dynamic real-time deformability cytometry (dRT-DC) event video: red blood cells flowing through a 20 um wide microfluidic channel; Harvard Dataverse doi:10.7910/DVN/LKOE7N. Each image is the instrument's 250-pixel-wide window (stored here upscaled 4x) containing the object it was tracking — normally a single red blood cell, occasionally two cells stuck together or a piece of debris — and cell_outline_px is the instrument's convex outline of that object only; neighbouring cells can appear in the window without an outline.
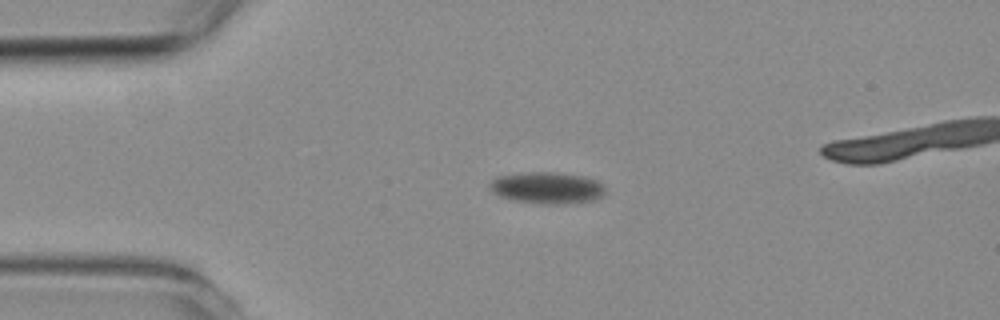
{"species": "common noctule bat (a hibernating species)", "species_latin": "Nyctalus noctula", "temperature_condition": "room temperature", "stored_images_in_passage": 6, "segment_of_instrument_passage": [1, 2], "camera_frame_rate_fps": 3000, "um_per_image_px": 0.085, "animal": {"sex": "female", "body_mass_g": 19.3, "forearm_length_mm": 54.1}, "frame": {"image": 1, "passage_image": 1, "time_ms": 0.0, "image_size_px": [1000, 320], "cell_outline_px": [[604, 196], [596, 200], [560, 204], [544, 204], [516, 200], [500, 196], [492, 192], [488, 188], [488, 184], [496, 176], [528, 172], [556, 172], [584, 176], [596, 180], [604, 184]], "centroid_in_image_um": [46.51, 15.96], "position_along_channel_um": 38.5, "area_um2": 21.44}}
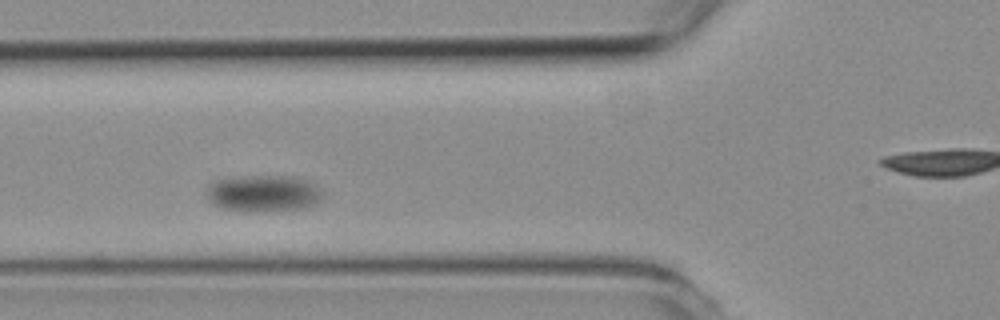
{"frame": {"image": 2, "passage_image": 4, "time_ms": 3.333, "image_size_px": [1000, 320], "cell_outline_px": [[324, 196], [320, 200], [304, 208], [244, 212], [224, 208], [212, 204], [208, 200], [208, 184], [216, 180], [228, 176], [292, 176], [312, 180], [324, 192]], "centroid_in_image_um": [22.4, 16.41], "position_along_channel_um": 103.4, "area_um2": 25.2}}